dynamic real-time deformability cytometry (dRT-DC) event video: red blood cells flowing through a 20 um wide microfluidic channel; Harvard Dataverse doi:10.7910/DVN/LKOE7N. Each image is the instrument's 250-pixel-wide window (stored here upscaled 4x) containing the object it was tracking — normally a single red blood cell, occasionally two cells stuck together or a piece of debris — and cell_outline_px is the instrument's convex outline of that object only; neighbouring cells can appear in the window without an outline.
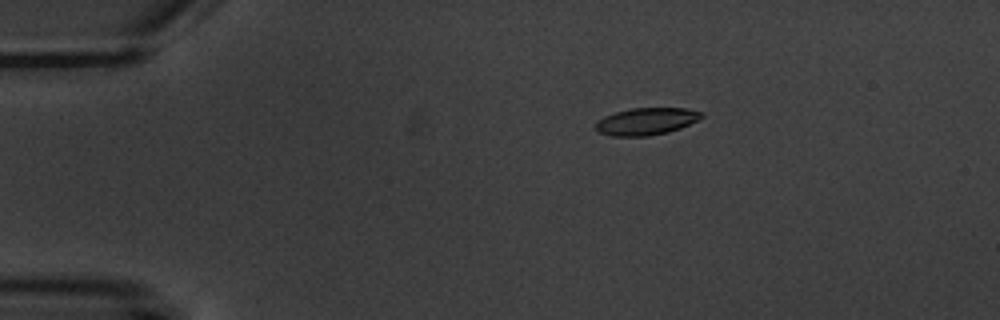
{"species": "common noctule bat (a hibernating species)", "species_latin": "Nyctalus noctula", "temperature_condition": "warm", "stored_images_in_passage": 2, "camera_frame_rate_fps": 3000, "um_per_image_px": 0.085, "animal": {"sex": "male", "body_mass_g": 20.1, "forearm_length_mm": 53.5}, "frame": {"image": 1, "passage_image": 1, "time_ms": 0.0, "image_size_px": [1000, 320], "cell_outline_px": [[704, 116], [680, 128], [668, 132], [648, 136], [612, 136], [600, 132], [596, 128], [596, 124], [604, 116], [616, 112], [632, 108], [688, 108], [704, 112]], "centroid_in_image_um": [54.97, 10.31], "position_along_channel_um": 30.0, "area_um2": 16.59}}